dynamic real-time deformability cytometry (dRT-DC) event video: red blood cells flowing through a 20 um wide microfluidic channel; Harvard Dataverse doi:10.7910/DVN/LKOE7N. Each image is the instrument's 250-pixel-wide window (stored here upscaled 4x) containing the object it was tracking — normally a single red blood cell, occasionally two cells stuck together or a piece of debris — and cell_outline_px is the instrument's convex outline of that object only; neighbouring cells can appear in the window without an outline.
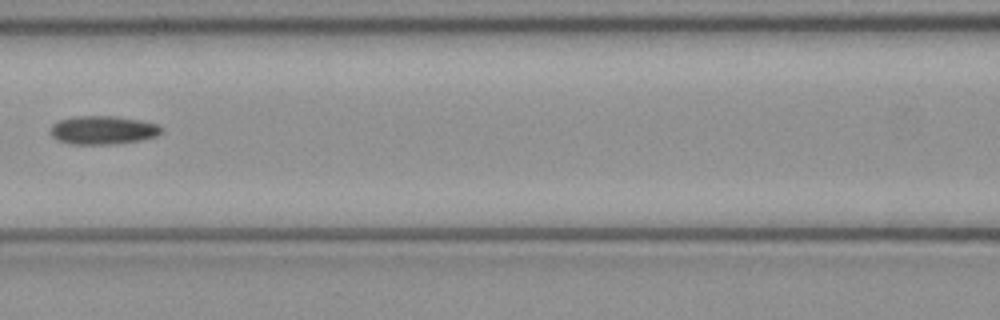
{"species": "common noctule bat (a hibernating species)", "species_latin": "Nyctalus noctula", "temperature_condition": "cold", "stored_images_in_passage": 5, "camera_frame_rate_fps": 3000, "um_per_image_px": 0.085, "animal": {"sex": "female", "body_mass_g": 21.9}, "frame": {"image": 1, "passage_image": 4, "time_ms": 1.0, "image_size_px": [1000, 320], "cell_outline_px": [[160, 132], [156, 136], [140, 140], [116, 144], [72, 144], [56, 140], [48, 132], [52, 124], [60, 120], [76, 116], [116, 116], [140, 120], [156, 124], [160, 128]], "centroid_in_image_um": [8.68, 11.06], "position_along_channel_um": 157.9, "area_um2": 18.38}}
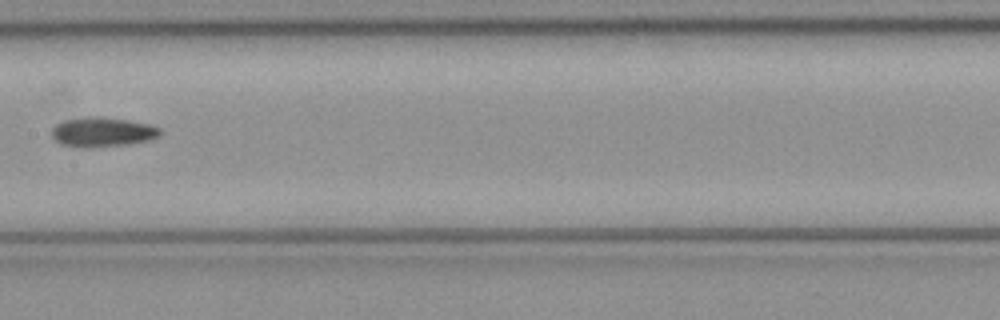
{"frame": {"image": 2, "passage_image": 5, "time_ms": 1.333, "image_size_px": [1000, 320], "cell_outline_px": [[160, 136], [152, 140], [128, 144], [92, 148], [84, 148], [60, 144], [52, 136], [52, 128], [56, 124], [64, 120], [88, 116], [92, 116], [128, 120], [148, 124], [160, 128]], "centroid_in_image_um": [8.71, 11.23], "position_along_channel_um": 198.7, "area_um2": 18.79}}